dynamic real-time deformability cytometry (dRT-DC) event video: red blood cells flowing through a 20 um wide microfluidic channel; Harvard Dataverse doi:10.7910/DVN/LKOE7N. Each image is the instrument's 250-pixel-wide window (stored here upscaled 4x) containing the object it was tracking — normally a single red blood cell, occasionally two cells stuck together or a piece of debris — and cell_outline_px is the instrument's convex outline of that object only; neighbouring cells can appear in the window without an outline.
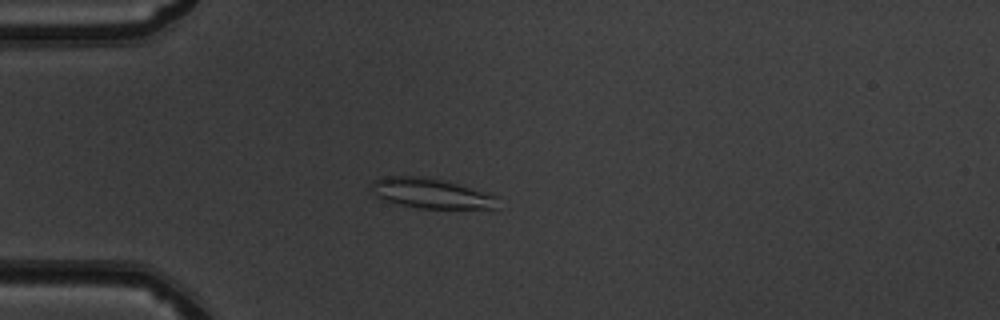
{"species": "common noctule bat (a hibernating species)", "species_latin": "Nyctalus noctula", "temperature_condition": "warm", "stored_images_in_passage": 42, "camera_frame_rate_fps": 3000, "um_per_image_px": 0.085, "animal": {"sex": "male", "body_mass_g": 19.5, "forearm_length_mm": 54.6}, "frame": {"image": 1, "passage_image": 6, "time_ms": 1.667, "image_size_px": [1000, 320], "cell_outline_px": [[496, 212], [416, 208], [392, 204], [376, 196], [372, 192], [372, 180], [384, 176], [420, 176], [444, 180], [484, 192], [496, 196]], "centroid_in_image_um": [36.7, 16.5], "position_along_channel_um": 48.3, "area_um2": 23.18}}
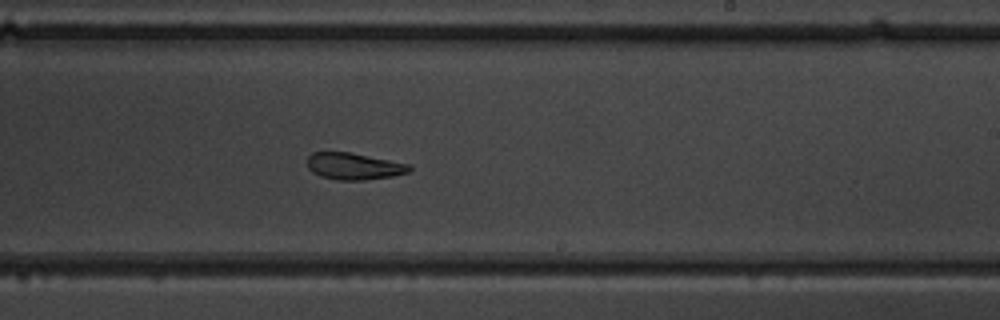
{"frame": {"image": 2, "passage_image": 23, "time_ms": 7.333, "image_size_px": [1000, 320], "cell_outline_px": [[412, 168], [408, 172], [392, 176], [364, 180], [336, 180], [320, 176], [312, 172], [308, 168], [308, 156], [312, 152], [352, 152], [412, 164]], "centroid_in_image_um": [30.1, 14.12], "position_along_channel_um": 258.9, "area_um2": 16.13}}
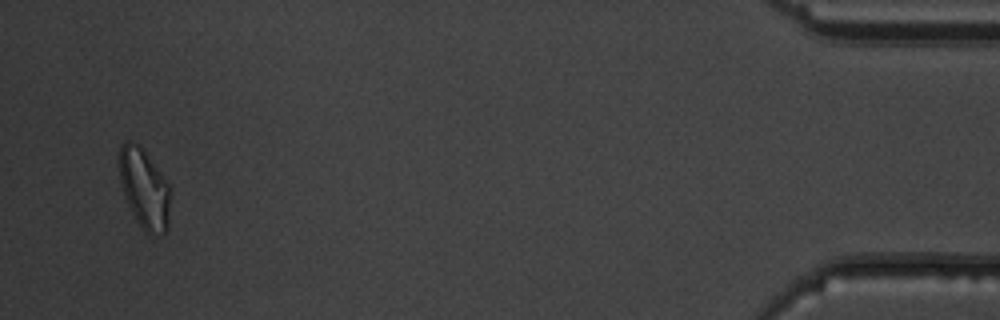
{"frame": {"image": 3, "passage_image": 41, "time_ms": 13.333, "image_size_px": [1000, 320], "cell_outline_px": [[168, 228], [164, 232], [148, 236], [136, 220], [124, 196], [120, 184], [116, 160], [120, 144], [124, 140], [128, 140], [140, 144], [160, 172], [168, 184]], "centroid_in_image_um": [12.18, 15.96], "position_along_channel_um": 423.0, "area_um2": 23.99}, "authors_computed_cell_mechanics": {"area_um2": 17.4267, "velocity_mm_per_s": 4.0205, "shape_relaxation_time_tau1_ms": 8.8216, "shape_relaxation_time_tau2_ms": 1.5337, "deformation_change_tau1": 0.1988, "deformation_change_tau2": 0.0786}}